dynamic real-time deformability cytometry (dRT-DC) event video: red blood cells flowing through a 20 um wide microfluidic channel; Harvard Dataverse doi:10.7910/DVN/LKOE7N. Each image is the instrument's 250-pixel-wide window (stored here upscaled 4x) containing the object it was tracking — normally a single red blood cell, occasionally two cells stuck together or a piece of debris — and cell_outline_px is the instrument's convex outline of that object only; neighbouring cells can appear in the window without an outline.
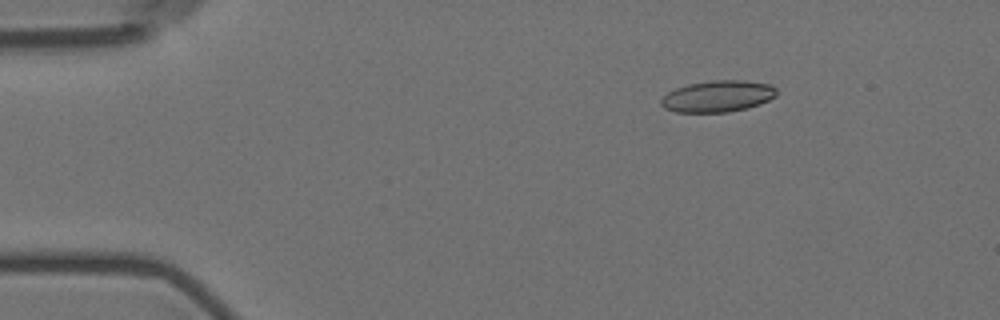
{"species": "Egyptian fruit bat (a non-hibernating species)", "species_latin": "Rousettus aegyptiacus", "temperature_condition": "room temperature", "stored_images_in_passage": 5, "camera_frame_rate_fps": 3000, "um_per_image_px": 0.085, "animal": {"sex": "female"}, "frame": {"image": 1, "passage_image": 3, "time_ms": 2.333, "image_size_px": [1000, 320], "cell_outline_px": [[776, 96], [760, 104], [748, 108], [728, 112], [676, 112], [664, 108], [660, 104], [660, 100], [668, 92], [676, 88], [688, 84], [712, 80], [744, 80], [772, 84], [776, 88]], "centroid_in_image_um": [61.02, 8.18], "position_along_channel_um": 24.0, "area_um2": 21.33}}